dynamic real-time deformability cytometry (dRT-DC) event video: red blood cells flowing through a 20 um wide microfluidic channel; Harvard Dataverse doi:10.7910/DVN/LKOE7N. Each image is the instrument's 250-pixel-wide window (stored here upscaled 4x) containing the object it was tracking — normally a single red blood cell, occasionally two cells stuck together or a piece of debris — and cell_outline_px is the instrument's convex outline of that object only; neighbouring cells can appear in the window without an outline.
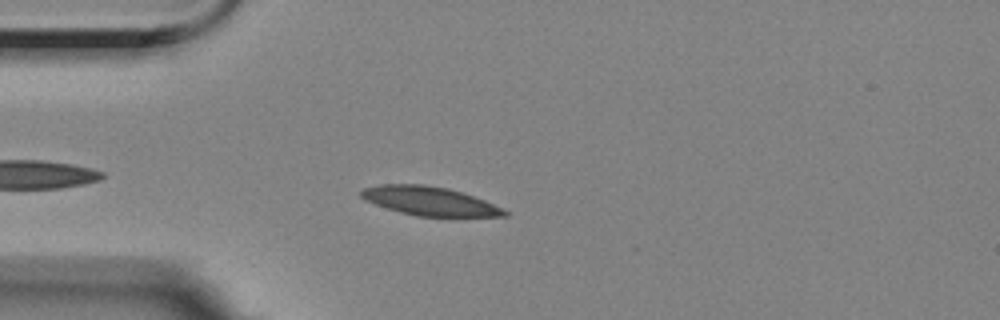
{"species": "Egyptian fruit bat (a non-hibernating species)", "species_latin": "Rousettus aegyptiacus", "temperature_condition": "room temperature", "stored_images_in_passage": 45, "camera_frame_rate_fps": 3000, "um_per_image_px": 0.085, "animal": {"sex": "female"}, "frame": {"image": 1, "passage_image": 6, "time_ms": 1.667, "image_size_px": [1000, 320], "cell_outline_px": [[508, 216], [416, 216], [400, 212], [364, 200], [360, 196], [360, 192], [364, 188], [380, 184], [424, 184], [448, 188], [484, 200], [508, 212]], "centroid_in_image_um": [36.46, 17.08], "position_along_channel_um": 48.5, "area_um2": 23.7}}
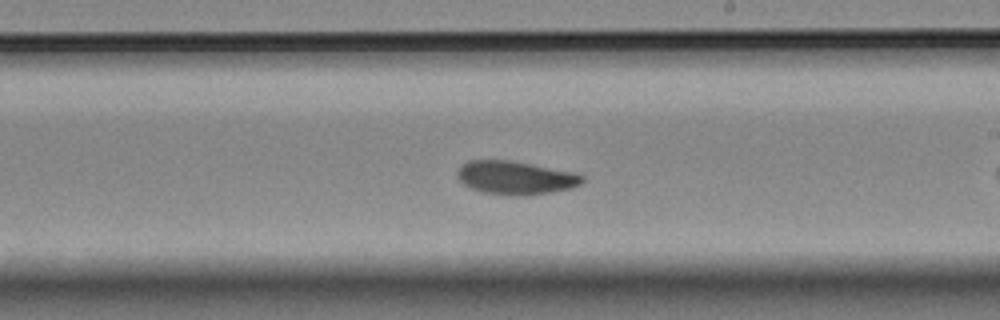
{"frame": {"image": 2, "passage_image": 20, "time_ms": 6.333, "image_size_px": [1000, 320], "cell_outline_px": [[584, 180], [580, 184], [572, 188], [552, 192], [520, 196], [516, 196], [484, 192], [472, 188], [464, 184], [456, 176], [456, 172], [468, 160], [508, 160], [572, 172], [584, 176]], "centroid_in_image_um": [43.81, 15.11], "position_along_channel_um": 245.2, "area_um2": 23.99}}
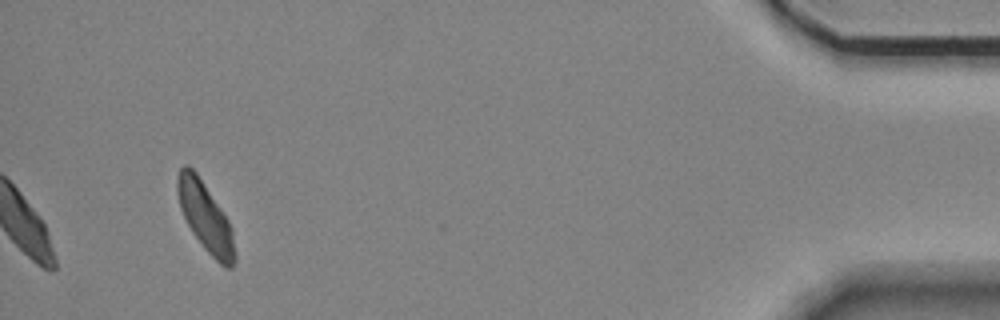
{"frame": {"image": 3, "passage_image": 45, "time_ms": 14.667, "image_size_px": [1000, 320], "cell_outline_px": [[236, 260], [232, 268], [224, 268], [204, 248], [192, 232], [180, 208], [176, 192], [176, 180], [180, 168], [184, 164], [188, 164], [196, 172], [228, 220], [232, 228], [236, 256]], "centroid_in_image_um": [17.45, 18.46], "position_along_channel_um": 417.7, "area_um2": 23.0}, "authors_computed_cell_mechanics": {"area_um2": 23.698, "velocity_mm_per_s": 3.4837, "shape_relaxation_time_tau1_ms": 3.1743, "shape_relaxation_time_tau2_ms": 3.0602, "deformation_change_tau1": 0.1165, "deformation_change_tau2": 0.0771}}